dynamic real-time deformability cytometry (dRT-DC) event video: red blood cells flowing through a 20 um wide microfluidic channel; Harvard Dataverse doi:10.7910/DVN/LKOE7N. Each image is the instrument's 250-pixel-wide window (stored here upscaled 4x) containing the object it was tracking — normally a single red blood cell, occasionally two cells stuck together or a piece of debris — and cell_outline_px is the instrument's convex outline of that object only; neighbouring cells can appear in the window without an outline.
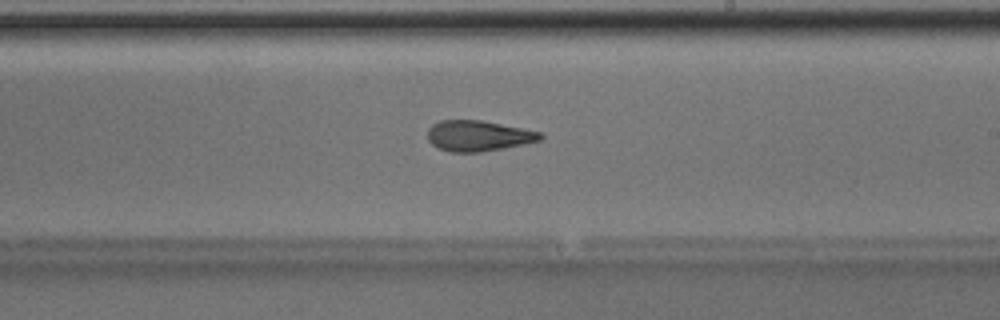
{"species": "Egyptian fruit bat (a non-hibernating species)", "species_latin": "Rousettus aegyptiacus", "temperature_condition": "room temperature", "stored_images_in_passage": 36, "camera_frame_rate_fps": 3000, "um_per_image_px": 0.085, "animal": {"sex": "male"}, "frame": {"image": 1, "passage_image": 16, "time_ms": 5.0, "image_size_px": [1000, 320], "cell_outline_px": [[544, 136], [540, 140], [524, 144], [480, 152], [452, 152], [440, 148], [432, 144], [428, 140], [428, 128], [432, 124], [440, 120], [480, 120], [540, 132]], "centroid_in_image_um": [40.62, 11.54], "position_along_channel_um": 248.4, "area_um2": 19.88}}
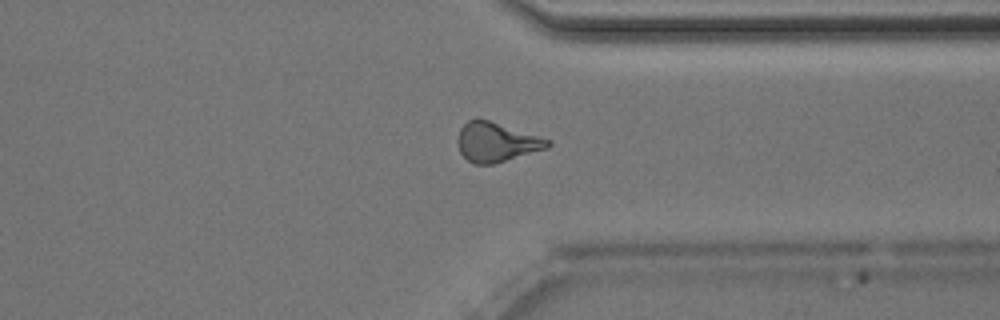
{"frame": {"image": 2, "passage_image": 25, "time_ms": 8.0, "image_size_px": [1000, 320], "cell_outline_px": [[552, 144], [548, 148], [492, 164], [472, 164], [460, 152], [456, 140], [460, 128], [468, 120], [476, 116], [552, 140]], "centroid_in_image_um": [42.17, 12.06], "position_along_channel_um": 369.2, "area_um2": 20.81}}
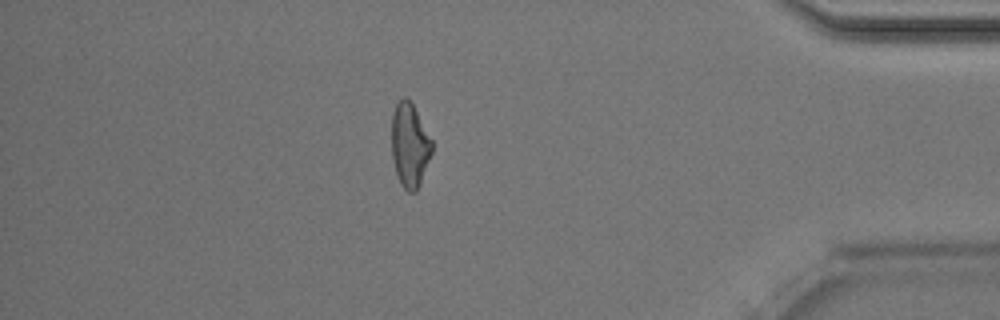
{"frame": {"image": 3, "passage_image": 30, "time_ms": 9.667, "image_size_px": [1000, 320], "cell_outline_px": [[432, 152], [420, 184], [416, 192], [408, 192], [400, 184], [396, 172], [392, 156], [392, 112], [396, 104], [404, 96], [412, 104], [432, 140]], "centroid_in_image_um": [34.82, 12.36], "position_along_channel_um": 400.4, "area_um2": 19.54}, "authors_computed_cell_mechanics": {"area_um2": 20.1433, "velocity_mm_per_s": 4.0436, "shape_relaxation_time_tau1_ms": 4.0699, "shape_relaxation_time_tau2_ms": 2.1049, "deformation_change_tau1": 0.1658, "deformation_change_tau2": 0.1186}}